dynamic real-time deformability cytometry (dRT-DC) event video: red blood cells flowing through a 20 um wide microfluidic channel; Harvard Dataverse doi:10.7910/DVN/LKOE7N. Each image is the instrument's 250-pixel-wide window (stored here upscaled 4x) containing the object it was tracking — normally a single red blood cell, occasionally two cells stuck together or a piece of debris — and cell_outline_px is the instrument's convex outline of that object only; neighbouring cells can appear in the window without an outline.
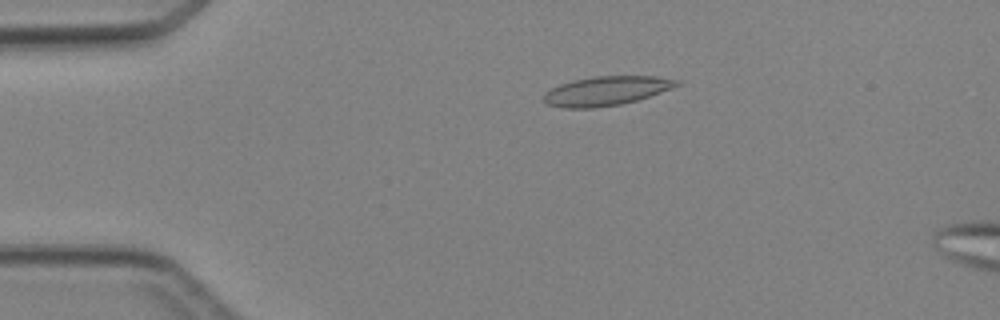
{"species": "Egyptian fruit bat (a non-hibernating species)", "species_latin": "Rousettus aegyptiacus", "temperature_condition": "cold", "stored_images_in_passage": 5, "camera_frame_rate_fps": 3000, "um_per_image_px": 0.085, "animal": {"sex": "female"}, "frame": {"image": 1, "passage_image": 3, "time_ms": 2.333, "image_size_px": [1000, 320], "cell_outline_px": [[680, 84], [672, 88], [636, 100], [620, 104], [592, 108], [564, 108], [548, 104], [544, 100], [544, 92], [560, 84], [572, 80], [596, 76], [656, 76], [680, 80]], "centroid_in_image_um": [51.52, 7.72], "position_along_channel_um": 33.5, "area_um2": 22.43}}